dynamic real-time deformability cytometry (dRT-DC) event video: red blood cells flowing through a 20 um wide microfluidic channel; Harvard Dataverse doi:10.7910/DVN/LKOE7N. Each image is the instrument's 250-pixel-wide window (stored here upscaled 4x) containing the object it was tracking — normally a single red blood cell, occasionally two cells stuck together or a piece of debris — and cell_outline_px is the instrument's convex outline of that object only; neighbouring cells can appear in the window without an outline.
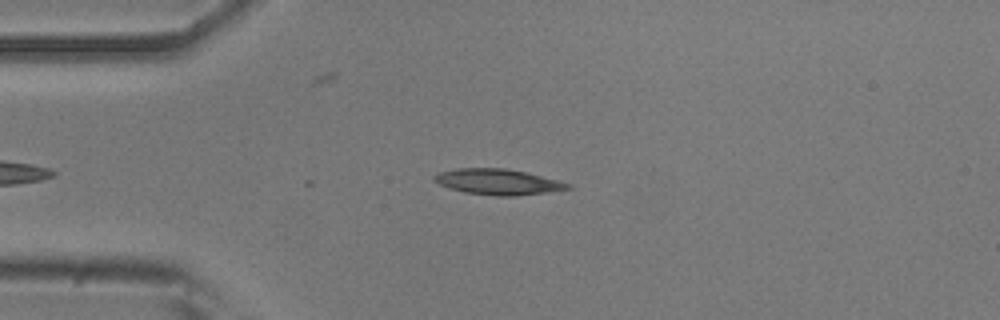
{"species": "common noctule bat (a hibernating species)", "species_latin": "Nyctalus noctula", "temperature_condition": "room temperature", "stored_images_in_passage": 38, "camera_frame_rate_fps": 3000, "um_per_image_px": 0.085, "animal": {"sex": "male", "body_mass_g": 20.5, "forearm_length_mm": 52.5}, "frame": {"image": 1, "passage_image": 4, "time_ms": 1.0, "image_size_px": [1000, 320], "cell_outline_px": [[572, 188], [516, 196], [496, 196], [464, 192], [448, 188], [432, 180], [432, 176], [440, 172], [456, 168], [504, 168], [528, 172], [572, 184]], "centroid_in_image_um": [42.3, 15.45], "position_along_channel_um": 42.7, "area_um2": 20.06}}
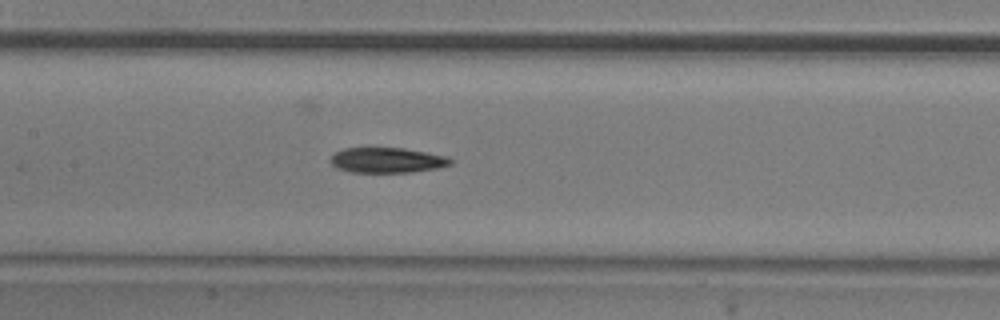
{"frame": {"image": 2, "passage_image": 16, "time_ms": 5.0, "image_size_px": [1000, 320], "cell_outline_px": [[456, 160], [452, 164], [436, 168], [412, 172], [352, 172], [336, 168], [328, 160], [336, 152], [344, 148], [404, 148], [428, 152], [448, 156]], "centroid_in_image_um": [32.95, 13.61], "position_along_channel_um": 174.5, "area_um2": 17.8}}
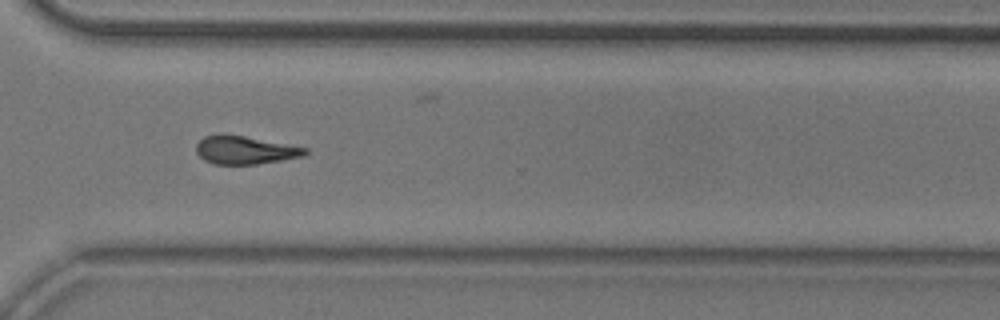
{"frame": {"image": 3, "passage_image": 30, "time_ms": 9.667, "image_size_px": [1000, 320], "cell_outline_px": [[308, 152], [304, 156], [256, 164], [212, 164], [204, 160], [196, 152], [196, 144], [204, 136], [220, 132], [224, 132], [308, 148]], "centroid_in_image_um": [20.77, 12.73], "position_along_channel_um": 349.8, "area_um2": 18.09}, "authors_computed_cell_mechanics": {"area_um2": 18.5249, "velocity_mm_per_s": 3.7689, "shape_relaxation_time_tau1_ms": 4.1395, "shape_relaxation_time_tau2_ms": null, "deformation_change_tau1": 0.1403, "deformation_change_tau2": null}}